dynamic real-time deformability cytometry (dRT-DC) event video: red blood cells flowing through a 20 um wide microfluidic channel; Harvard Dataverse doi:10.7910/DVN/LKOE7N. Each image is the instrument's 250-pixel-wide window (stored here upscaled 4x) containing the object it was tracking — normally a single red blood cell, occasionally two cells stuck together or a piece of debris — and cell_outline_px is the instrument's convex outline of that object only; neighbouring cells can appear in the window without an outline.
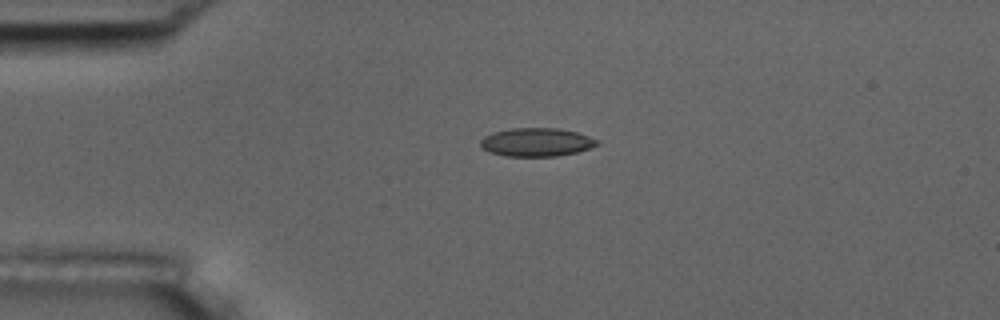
{"species": "common noctule bat (a hibernating species)", "species_latin": "Nyctalus noctula", "temperature_condition": "room temperature", "stored_images_in_passage": 2, "camera_frame_rate_fps": 3000, "um_per_image_px": 0.085, "animal": {"sex": "male", "body_mass_g": 17.5, "forearm_length_mm": 52.3}, "frame": {"image": 1, "passage_image": 1, "time_ms": 0.0, "image_size_px": [1000, 320], "cell_outline_px": [[600, 144], [576, 152], [556, 156], [504, 156], [492, 152], [484, 148], [480, 144], [480, 140], [484, 136], [492, 132], [512, 128], [556, 128], [576, 132], [600, 140]], "centroid_in_image_um": [45.61, 12.08], "position_along_channel_um": 39.4, "area_um2": 19.19}}